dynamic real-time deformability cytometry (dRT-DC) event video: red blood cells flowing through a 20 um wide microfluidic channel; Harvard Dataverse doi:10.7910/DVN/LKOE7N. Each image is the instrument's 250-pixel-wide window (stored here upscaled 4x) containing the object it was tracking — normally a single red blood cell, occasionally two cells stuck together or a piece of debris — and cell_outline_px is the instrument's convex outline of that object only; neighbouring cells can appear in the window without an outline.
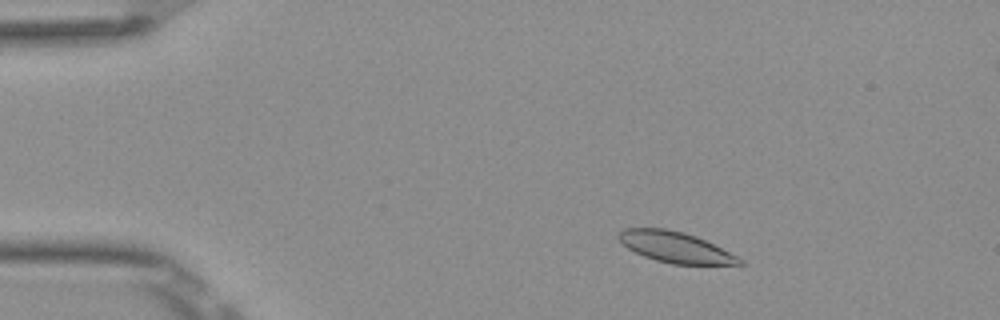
{"species": "Egyptian fruit bat (a non-hibernating species)", "species_latin": "Rousettus aegyptiacus", "temperature_condition": "room temperature", "stored_images_in_passage": 51, "camera_frame_rate_fps": 3000, "um_per_image_px": 0.085, "frame": {"image": 1, "passage_image": 7, "time_ms": 2.0, "image_size_px": [1000, 320], "cell_outline_px": [[744, 264], [672, 264], [656, 260], [644, 256], [628, 248], [616, 236], [616, 232], [624, 228], [664, 228], [684, 232], [696, 236], [744, 260]], "centroid_in_image_um": [57.35, 20.99], "position_along_channel_um": 27.7, "area_um2": 21.39}}
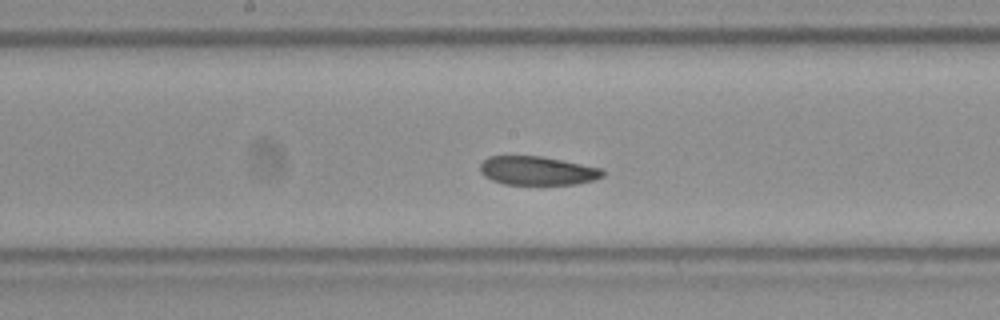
{"frame": {"image": 2, "passage_image": 26, "time_ms": 8.333, "image_size_px": [1000, 320], "cell_outline_px": [[604, 176], [592, 180], [576, 184], [504, 184], [492, 180], [484, 176], [480, 172], [480, 164], [488, 156], [544, 156], [600, 168], [604, 172]], "centroid_in_image_um": [45.65, 14.5], "position_along_channel_um": 202.6, "area_um2": 20.46}}
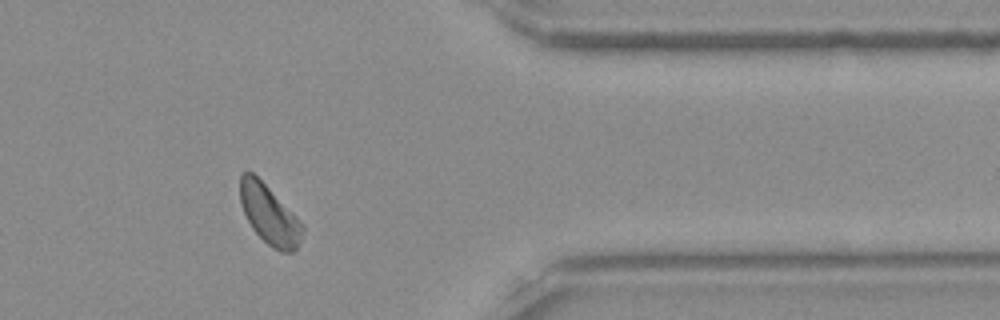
{"frame": {"image": 3, "passage_image": 42, "time_ms": 13.667, "image_size_px": [1000, 320], "cell_outline_px": [[304, 228], [300, 244], [292, 252], [280, 252], [272, 248], [252, 228], [240, 204], [240, 176], [244, 172], [252, 172], [304, 224]], "centroid_in_image_um": [22.91, 18.28], "position_along_channel_um": 388.5, "area_um2": 21.21}, "authors_computed_cell_mechanics": {"area_um2": 21.964, "velocity_mm_per_s": 3.8229, "shape_relaxation_time_tau1_ms": null, "shape_relaxation_time_tau2_ms": 6.9322, "deformation_change_tau1": null, "deformation_change_tau2": 0.1021}}